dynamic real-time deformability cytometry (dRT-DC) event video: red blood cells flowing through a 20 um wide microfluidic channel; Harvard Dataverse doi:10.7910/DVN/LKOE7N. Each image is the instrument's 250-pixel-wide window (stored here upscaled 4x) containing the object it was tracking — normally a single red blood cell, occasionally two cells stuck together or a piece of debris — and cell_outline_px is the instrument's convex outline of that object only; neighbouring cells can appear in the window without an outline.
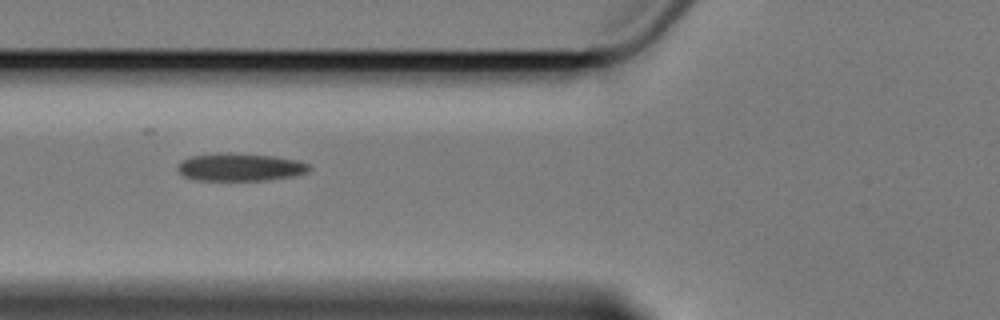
{"species": "Egyptian fruit bat (a non-hibernating species)", "species_latin": "Rousettus aegyptiacus", "temperature_condition": "cold", "stored_images_in_passage": 3, "camera_frame_rate_fps": 3000, "um_per_image_px": 0.085, "animal": {"sex": "female"}, "frame": {"image": 1, "passage_image": 2, "time_ms": 1.333, "image_size_px": [1000, 320], "cell_outline_px": [[312, 168], [308, 172], [292, 176], [264, 180], [196, 180], [184, 176], [176, 168], [180, 160], [192, 156], [216, 152], [228, 152], [272, 156], [296, 160], [308, 164]], "centroid_in_image_um": [20.36, 14.19], "position_along_channel_um": 105.4, "area_um2": 21.33}}
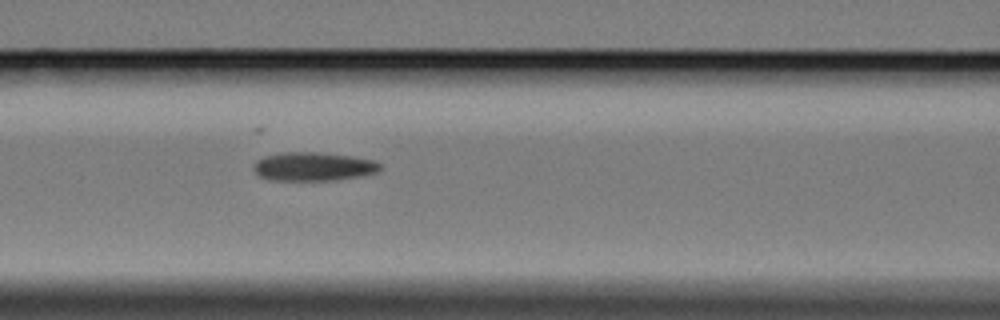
{"frame": {"image": 2, "passage_image": 3, "time_ms": 2.333, "image_size_px": [1000, 320], "cell_outline_px": [[380, 168], [376, 172], [360, 176], [336, 180], [268, 180], [260, 176], [252, 168], [256, 160], [264, 156], [284, 152], [316, 152], [352, 156], [372, 160], [380, 164]], "centroid_in_image_um": [26.59, 14.15], "position_along_channel_um": 140.0, "area_um2": 21.04}}